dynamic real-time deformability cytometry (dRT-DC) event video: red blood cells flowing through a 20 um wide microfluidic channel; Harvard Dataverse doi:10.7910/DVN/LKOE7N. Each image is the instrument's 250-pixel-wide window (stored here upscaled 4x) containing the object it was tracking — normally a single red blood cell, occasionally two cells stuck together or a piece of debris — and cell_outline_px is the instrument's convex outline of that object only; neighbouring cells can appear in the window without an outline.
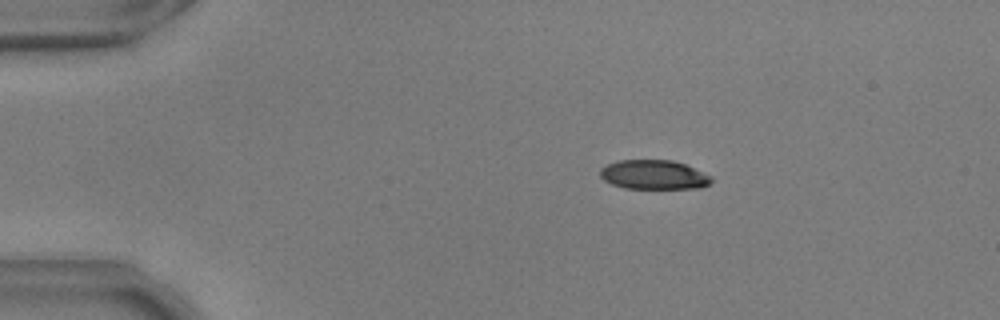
{"species": "common noctule bat (a hibernating species)", "species_latin": "Nyctalus noctula", "temperature_condition": "warm", "stored_images_in_passage": 56, "camera_frame_rate_fps": 3000, "um_per_image_px": 0.085, "animal": {"sex": "male", "body_mass_g": 17.9, "forearm_length_mm": 54.2}, "frame": {"image": 1, "passage_image": 11, "time_ms": 3.333, "image_size_px": [1000, 320], "cell_outline_px": [[712, 180], [708, 184], [700, 188], [624, 188], [612, 184], [604, 180], [600, 176], [600, 168], [608, 164], [620, 160], [672, 160], [684, 164], [712, 176]], "centroid_in_image_um": [55.56, 14.85], "position_along_channel_um": 29.4, "area_um2": 18.84}}
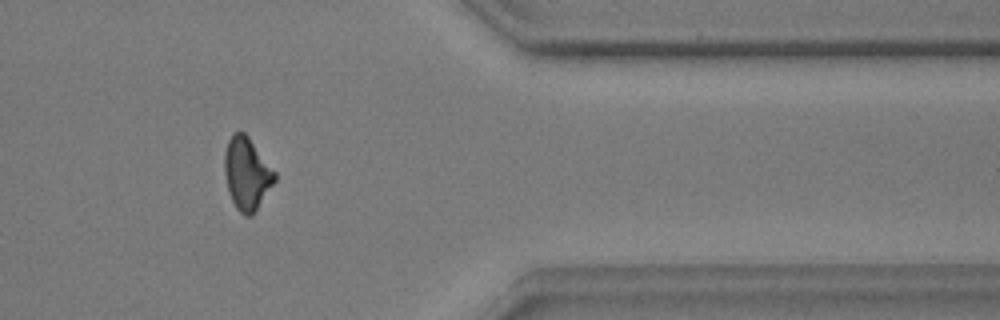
{"frame": {"image": 2, "passage_image": 47, "time_ms": 15.333, "image_size_px": [1000, 320], "cell_outline_px": [[276, 180], [252, 216], [244, 216], [236, 208], [228, 192], [224, 172], [224, 152], [228, 140], [232, 132], [244, 132], [248, 136], [276, 172]], "centroid_in_image_um": [20.97, 14.75], "position_along_channel_um": 390.4, "area_um2": 21.27}}
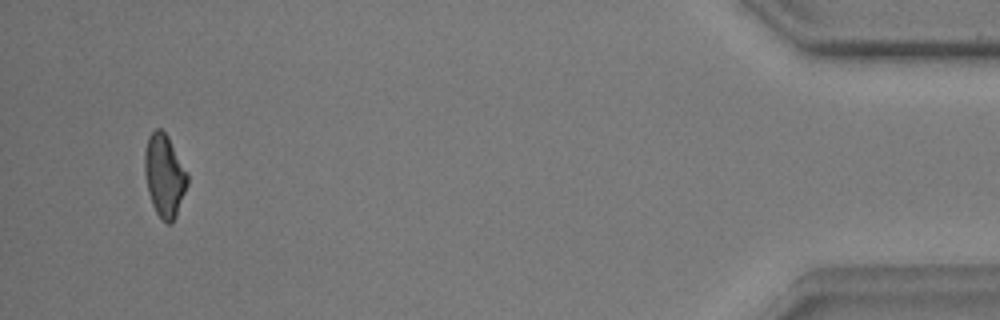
{"frame": {"image": 3, "passage_image": 54, "time_ms": 17.667, "image_size_px": [1000, 320], "cell_outline_px": [[188, 184], [176, 216], [172, 224], [168, 224], [156, 212], [152, 204], [148, 192], [144, 172], [144, 152], [148, 136], [156, 128], [160, 128], [168, 136], [188, 172]], "centroid_in_image_um": [13.98, 14.91], "position_along_channel_um": 421.2, "area_um2": 20.69}, "authors_computed_cell_mechanics": {"area_um2": 21.0103, "velocity_mm_per_s": 3.665, "shape_relaxation_time_tau1_ms": 4.2614, "shape_relaxation_time_tau2_ms": 3.6988, "deformation_change_tau1": 0.1396, "deformation_change_tau2": 0.1078}}